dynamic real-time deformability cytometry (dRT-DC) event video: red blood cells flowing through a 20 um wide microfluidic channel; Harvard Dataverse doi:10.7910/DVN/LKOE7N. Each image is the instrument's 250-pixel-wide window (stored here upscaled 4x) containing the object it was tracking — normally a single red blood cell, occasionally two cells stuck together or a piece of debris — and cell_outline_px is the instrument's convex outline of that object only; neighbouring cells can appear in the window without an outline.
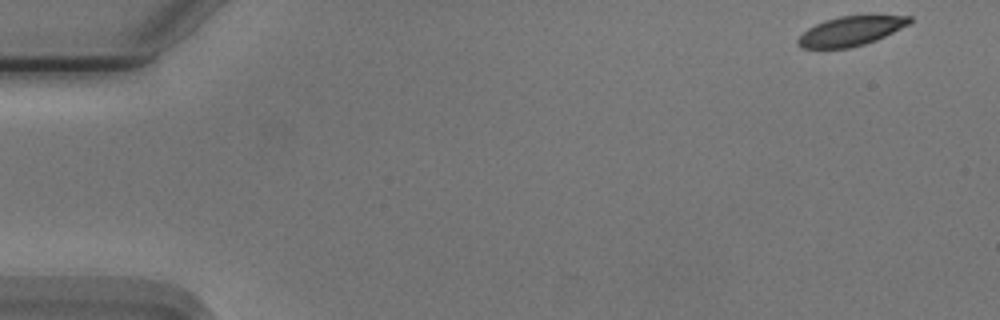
{"species": "Egyptian fruit bat (a non-hibernating species)", "species_latin": "Rousettus aegyptiacus", "temperature_condition": "cold", "stored_images_in_passage": 53, "camera_frame_rate_fps": 3000, "um_per_image_px": 0.085, "animal": {"sex": "male"}, "frame": {"image": 1, "passage_image": 1, "time_ms": 0.0, "image_size_px": [1000, 320], "cell_outline_px": [[912, 20], [908, 24], [876, 40], [864, 44], [848, 48], [800, 48], [796, 44], [796, 40], [808, 28], [824, 20], [840, 16], [872, 12], [912, 16]], "centroid_in_image_um": [72.36, 2.58], "position_along_channel_um": 12.6, "area_um2": 19.88}}
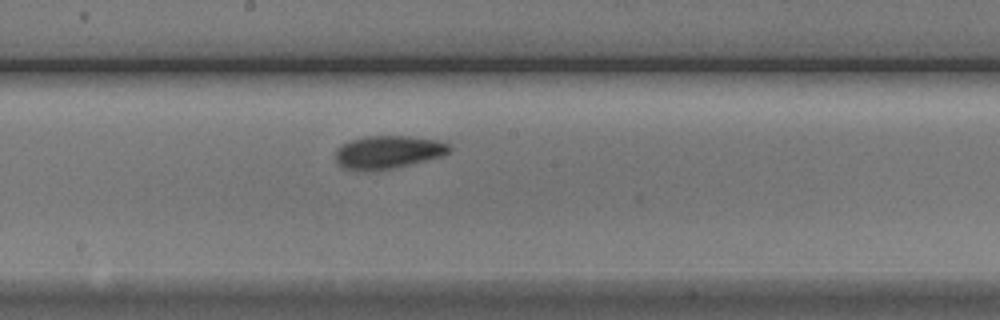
{"frame": {"image": 2, "passage_image": 28, "time_ms": 9.0, "image_size_px": [1000, 320], "cell_outline_px": [[452, 148], [448, 152], [440, 156], [392, 168], [344, 168], [336, 160], [336, 148], [352, 140], [364, 136], [408, 136], [436, 140], [448, 144]], "centroid_in_image_um": [33.0, 12.88], "position_along_channel_um": 215.2, "area_um2": 20.87}}
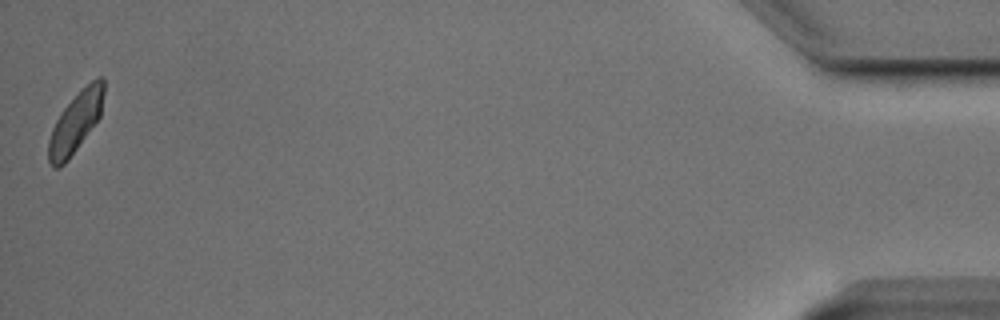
{"frame": {"image": 3, "passage_image": 53, "time_ms": 17.333, "image_size_px": [1000, 320], "cell_outline_px": [[104, 92], [100, 116], [68, 160], [64, 164], [56, 168], [52, 168], [48, 160], [48, 140], [52, 128], [60, 112], [92, 80], [100, 76], [104, 76]], "centroid_in_image_um": [6.41, 10.42], "position_along_channel_um": 428.8, "area_um2": 19.07}, "authors_computed_cell_mechanics": {"area_um2": 20.9814, "velocity_mm_per_s": 3.7024, "shape_relaxation_time_tau1_ms": 3.7046, "shape_relaxation_time_tau2_ms": 3.2257, "deformation_change_tau1": 0.1355, "deformation_change_tau2": 0.0745}}